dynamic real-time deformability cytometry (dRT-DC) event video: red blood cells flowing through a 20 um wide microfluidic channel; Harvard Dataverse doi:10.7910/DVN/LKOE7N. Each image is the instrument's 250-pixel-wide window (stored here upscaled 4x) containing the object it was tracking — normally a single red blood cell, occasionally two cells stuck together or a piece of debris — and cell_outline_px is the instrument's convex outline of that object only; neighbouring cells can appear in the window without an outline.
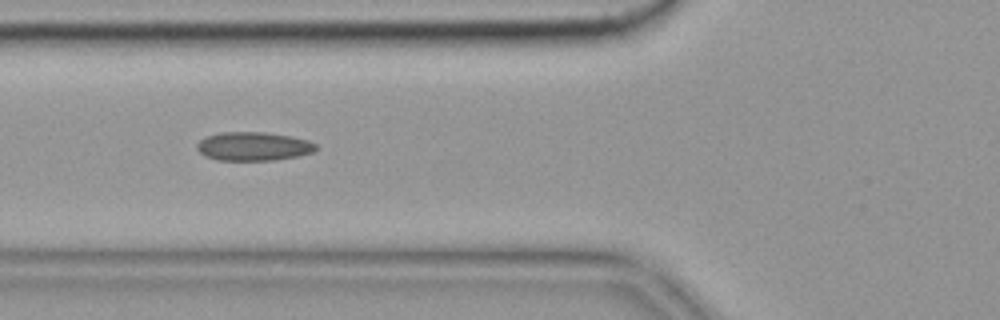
{"species": "common noctule bat (a hibernating species)", "species_latin": "Nyctalus noctula", "temperature_condition": "cold", "stored_images_in_passage": 42, "camera_frame_rate_fps": 3000, "um_per_image_px": 0.085, "animal": {"sex": "female", "body_mass_g": 19.9}, "frame": {"image": 1, "passage_image": 7, "time_ms": 2.0, "image_size_px": [1000, 320], "cell_outline_px": [[316, 148], [312, 152], [296, 156], [272, 160], [216, 160], [200, 152], [196, 148], [196, 144], [200, 140], [208, 136], [220, 132], [264, 132], [288, 136], [308, 140], [316, 144]], "centroid_in_image_um": [21.51, 12.43], "position_along_channel_um": 104.3, "area_um2": 19.59}, "authors_computed_cell_mechanics": {"area_um2": 19.2185, "velocity_mm_per_s": 3.5992, "shape_relaxation_time_tau1_ms": null, "shape_relaxation_time_tau2_ms": 2.913, "deformation_change_tau1": null, "deformation_change_tau2": 0.0875}}